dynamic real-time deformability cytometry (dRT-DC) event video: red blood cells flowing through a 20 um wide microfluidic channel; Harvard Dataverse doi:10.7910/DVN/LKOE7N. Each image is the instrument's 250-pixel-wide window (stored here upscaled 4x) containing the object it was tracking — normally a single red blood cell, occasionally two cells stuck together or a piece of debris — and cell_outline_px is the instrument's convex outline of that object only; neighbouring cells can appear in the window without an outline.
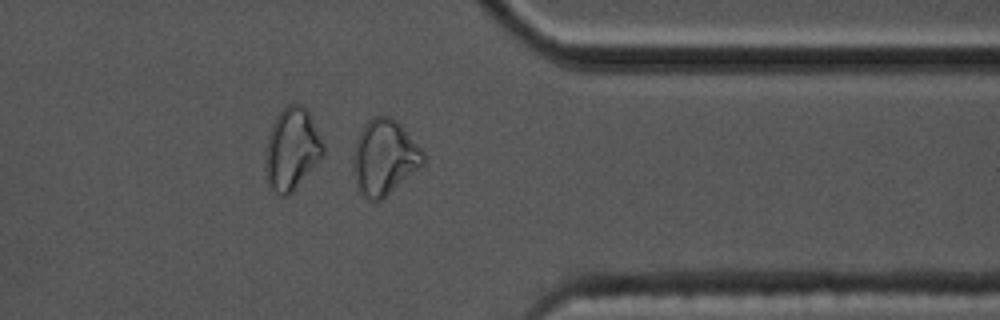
{"species": "common noctule bat (a hibernating species)", "species_latin": "Nyctalus noctula", "temperature_condition": "cold", "stored_images_in_passage": 37, "camera_frame_rate_fps": 3000, "um_per_image_px": 0.085, "animal": {"sex": "male", "body_mass_g": 17.5, "forearm_length_mm": 52.3}, "frame": {"image": 1, "passage_image": 27, "time_ms": 8.667, "image_size_px": [1000, 320], "cell_outline_px": [[424, 164], [380, 200], [368, 200], [356, 188], [352, 168], [352, 156], [356, 140], [360, 132], [368, 120], [372, 116], [392, 116], [404, 128], [424, 152]], "centroid_in_image_um": [32.64, 13.36], "position_along_channel_um": 378.8, "area_um2": 30.69}}